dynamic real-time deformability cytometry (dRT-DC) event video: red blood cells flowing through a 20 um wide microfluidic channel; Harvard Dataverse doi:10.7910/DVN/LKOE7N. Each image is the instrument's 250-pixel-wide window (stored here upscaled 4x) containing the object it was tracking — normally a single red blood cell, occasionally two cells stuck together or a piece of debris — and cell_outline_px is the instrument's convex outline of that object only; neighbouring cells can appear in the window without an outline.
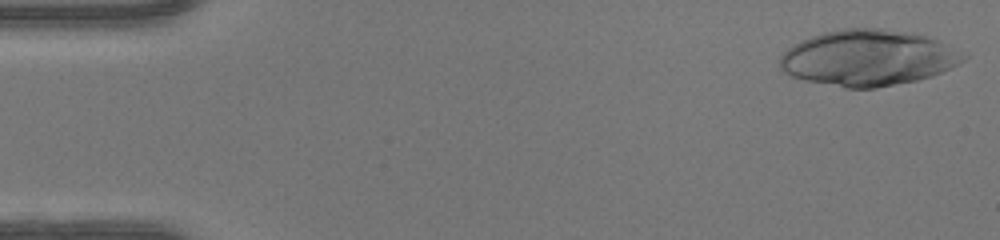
{"species": "human", "species_latin": "Homo sapiens", "temperature_condition": "warm", "stored_images_in_passage": 15, "camera_frame_rate_fps": 3000, "um_per_image_px": 0.085, "donor": {"sex": "female"}, "frame": {"image": 1, "passage_image": 1, "time_ms": 0.0, "image_size_px": [1000, 240], "cell_outline_px": [[968, 56], [960, 64], [932, 76], [916, 80], [876, 88], [848, 88], [804, 80], [792, 76], [784, 72], [780, 68], [780, 56], [792, 44], [800, 40], [824, 32], [844, 28], [884, 28], [916, 32], [940, 40], [968, 52]], "centroid_in_image_um": [73.86, 4.89], "position_along_channel_um": 11.1, "area_um2": 60.57}}
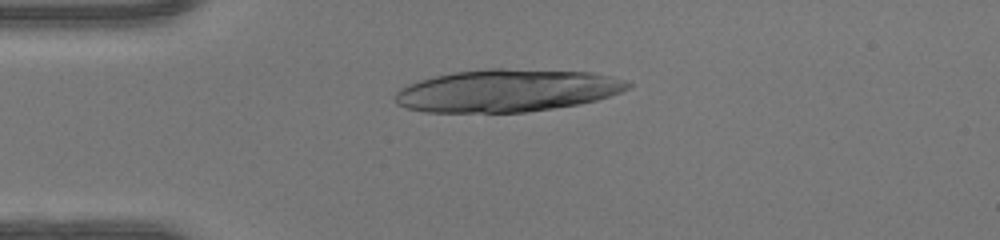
{"frame": {"image": 2, "passage_image": 11, "time_ms": 3.333, "image_size_px": [1000, 240], "cell_outline_px": [[632, 84], [628, 88], [620, 92], [596, 100], [580, 104], [524, 112], [424, 112], [404, 108], [396, 104], [396, 92], [400, 88], [408, 84], [432, 76], [452, 72], [488, 68], [500, 68], [592, 72], [624, 80]], "centroid_in_image_um": [43.04, 7.69], "position_along_channel_um": 42.0, "area_um2": 57.68}}